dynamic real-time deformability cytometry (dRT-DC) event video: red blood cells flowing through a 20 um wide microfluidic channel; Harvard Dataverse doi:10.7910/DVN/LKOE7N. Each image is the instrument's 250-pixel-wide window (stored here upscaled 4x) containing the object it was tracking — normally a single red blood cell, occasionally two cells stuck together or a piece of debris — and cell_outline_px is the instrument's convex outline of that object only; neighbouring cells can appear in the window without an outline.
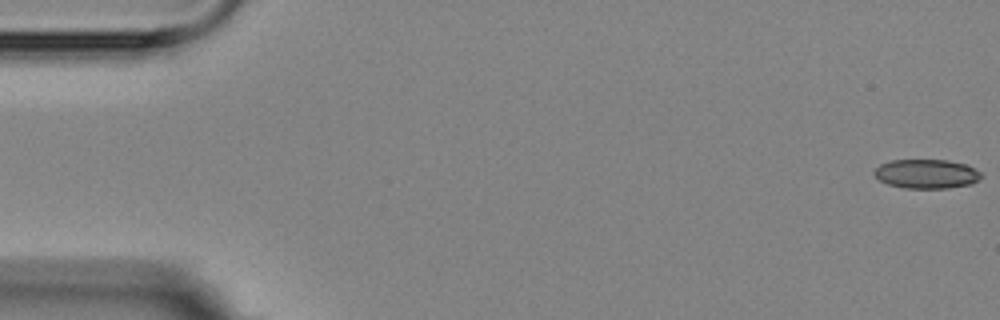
{"species": "Egyptian fruit bat (a non-hibernating species)", "species_latin": "Rousettus aegyptiacus", "temperature_condition": "room temperature", "stored_images_in_passage": 5, "camera_frame_rate_fps": 3000, "um_per_image_px": 0.085, "animal": {"sex": "female"}, "frame": {"image": 1, "passage_image": 1, "time_ms": 0.0, "image_size_px": [1000, 320], "cell_outline_px": [[984, 176], [972, 184], [948, 188], [904, 188], [888, 184], [880, 180], [872, 172], [880, 164], [892, 160], [948, 160], [968, 164], [980, 172]], "centroid_in_image_um": [78.79, 14.77], "position_along_channel_um": 6.2, "area_um2": 18.32}}